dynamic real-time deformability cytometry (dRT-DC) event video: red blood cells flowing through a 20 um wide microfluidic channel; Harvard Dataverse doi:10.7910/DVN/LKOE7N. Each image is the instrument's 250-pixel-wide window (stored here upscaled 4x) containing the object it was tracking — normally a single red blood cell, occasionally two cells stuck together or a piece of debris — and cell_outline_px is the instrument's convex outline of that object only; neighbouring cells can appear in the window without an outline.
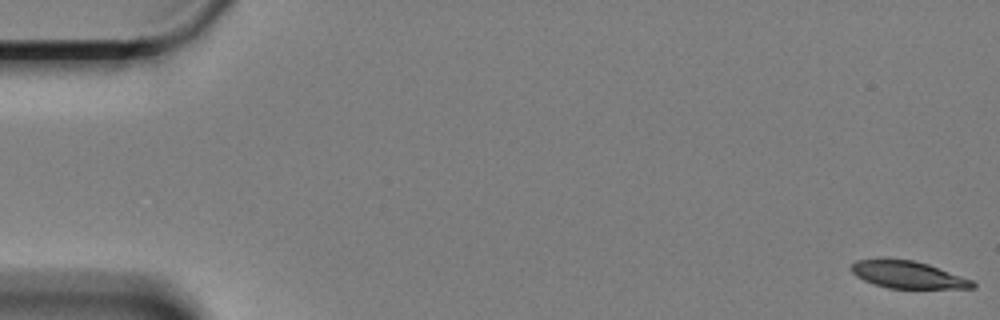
{"species": "Egyptian fruit bat (a non-hibernating species)", "species_latin": "Rousettus aegyptiacus", "temperature_condition": "cold", "stored_images_in_passage": 20, "camera_frame_rate_fps": 3000, "um_per_image_px": 0.085, "animal": {"sex": "female"}, "frame": {"image": 1, "passage_image": 1, "time_ms": 0.0, "image_size_px": [1000, 320], "cell_outline_px": [[976, 288], [888, 288], [872, 284], [856, 276], [852, 272], [852, 264], [856, 260], [912, 260], [928, 264], [972, 280], [976, 284]], "centroid_in_image_um": [77.18, 23.37], "position_along_channel_um": 7.8, "area_um2": 18.79}}
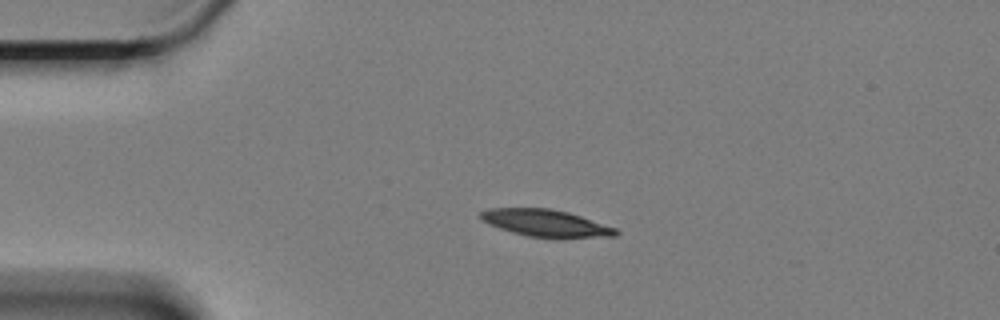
{"frame": {"image": 2, "passage_image": 14, "time_ms": 4.333, "image_size_px": [1000, 320], "cell_outline_px": [[620, 232], [616, 236], [564, 240], [556, 240], [528, 236], [512, 232], [488, 224], [480, 220], [480, 212], [488, 208], [548, 208], [568, 212], [616, 228]], "centroid_in_image_um": [46.43, 19.01], "position_along_channel_um": 38.6, "area_um2": 22.02}}